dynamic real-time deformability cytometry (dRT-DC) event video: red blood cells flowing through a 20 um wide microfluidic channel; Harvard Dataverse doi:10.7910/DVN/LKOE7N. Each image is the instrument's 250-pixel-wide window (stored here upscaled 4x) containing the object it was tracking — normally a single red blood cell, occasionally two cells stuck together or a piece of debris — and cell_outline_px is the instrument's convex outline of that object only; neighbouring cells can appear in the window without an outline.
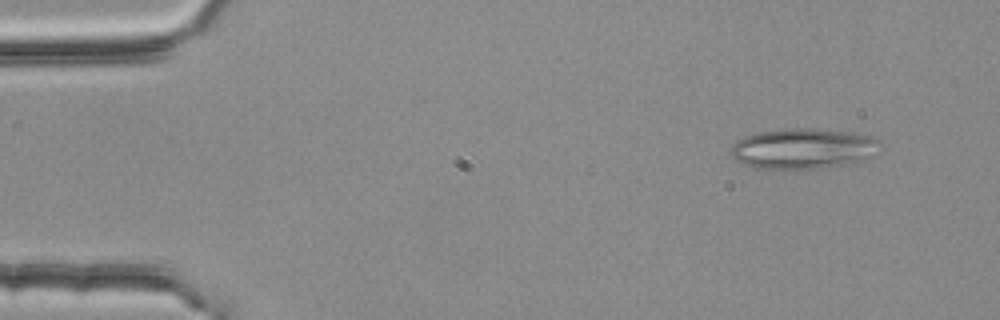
{"species": "common noctule bat (a hibernating species)", "species_latin": "Nyctalus noctula", "temperature_condition": "room temperature", "stored_images_in_passage": 4, "camera_frame_rate_fps": 3000, "um_per_image_px": 0.085, "animal": {"sex": "female", "body_mass_g": 25.1}, "frame": {"image": 1, "passage_image": 1, "time_ms": 0.0, "image_size_px": [1000, 320], "cell_outline_px": [[880, 152], [856, 164], [820, 168], [756, 168], [744, 164], [736, 160], [732, 156], [732, 144], [744, 136], [760, 132], [784, 128], [812, 128], [852, 132], [872, 136], [880, 140]], "centroid_in_image_um": [68.36, 12.62], "position_along_channel_um": 16.6, "area_um2": 35.6}}